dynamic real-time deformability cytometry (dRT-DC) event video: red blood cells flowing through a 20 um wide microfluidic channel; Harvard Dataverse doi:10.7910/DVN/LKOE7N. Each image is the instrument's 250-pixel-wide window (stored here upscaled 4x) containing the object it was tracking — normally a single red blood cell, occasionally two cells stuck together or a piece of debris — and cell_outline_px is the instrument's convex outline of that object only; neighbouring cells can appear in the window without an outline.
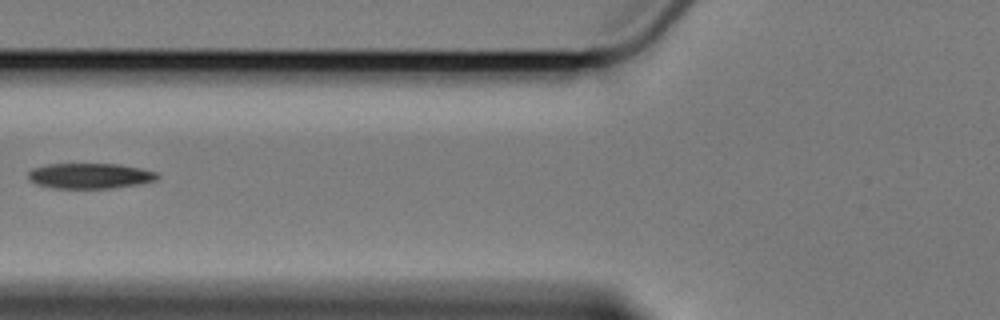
{"species": "Egyptian fruit bat (a non-hibernating species)", "species_latin": "Rousettus aegyptiacus", "temperature_condition": "cold", "stored_images_in_passage": 2, "camera_frame_rate_fps": 3000, "um_per_image_px": 0.085, "animal": {"sex": "female"}, "frame": {"image": 1, "passage_image": 2, "time_ms": 2.0, "image_size_px": [1000, 320], "cell_outline_px": [[160, 176], [156, 180], [136, 184], [108, 188], [56, 188], [40, 184], [32, 180], [28, 176], [28, 172], [32, 168], [48, 164], [120, 164], [140, 168], [156, 172]], "centroid_in_image_um": [7.67, 14.93], "position_along_channel_um": 118.1, "area_um2": 18.79}}